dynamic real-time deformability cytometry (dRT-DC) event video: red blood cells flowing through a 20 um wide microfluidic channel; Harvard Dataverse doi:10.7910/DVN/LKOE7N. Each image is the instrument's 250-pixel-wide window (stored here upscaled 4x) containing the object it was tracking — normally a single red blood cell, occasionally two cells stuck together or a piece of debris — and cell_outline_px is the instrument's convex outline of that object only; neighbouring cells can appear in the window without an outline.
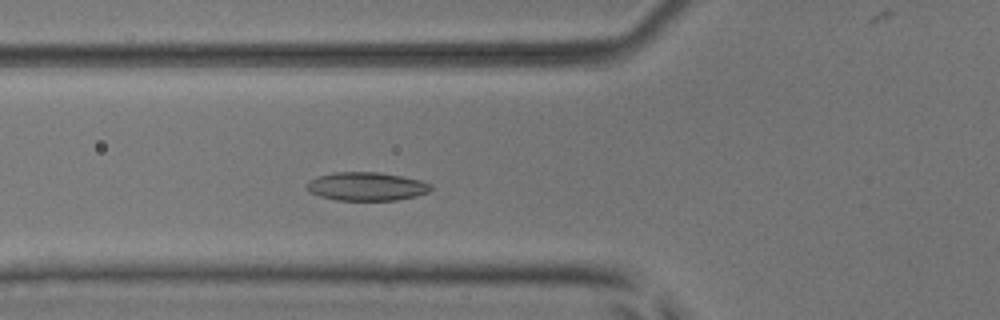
{"species": "common noctule bat (a hibernating species)", "species_latin": "Nyctalus noctula", "temperature_condition": "room temperature", "stored_images_in_passage": 50, "camera_frame_rate_fps": 3000, "um_per_image_px": 0.085, "animal": {"sex": "male", "body_mass_g": 17.9, "forearm_length_mm": 54.2}, "frame": {"image": 1, "passage_image": 15, "time_ms": 4.667, "image_size_px": [1000, 320], "cell_outline_px": [[432, 188], [428, 192], [416, 196], [396, 200], [336, 200], [320, 196], [312, 192], [304, 184], [308, 180], [320, 176], [336, 172], [376, 172], [400, 176], [420, 180], [432, 184]], "centroid_in_image_um": [31.16, 15.85], "position_along_channel_um": 94.6, "area_um2": 20.4}}
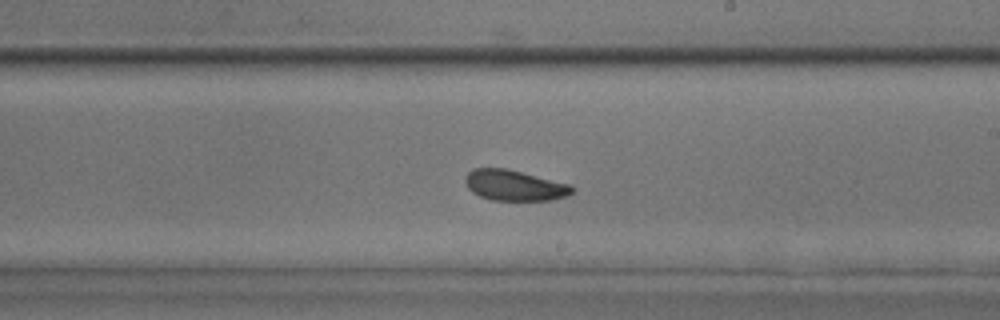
{"frame": {"image": 2, "passage_image": 27, "time_ms": 8.667, "image_size_px": [1000, 320], "cell_outline_px": [[576, 188], [568, 196], [552, 200], [492, 200], [480, 196], [472, 192], [468, 188], [464, 180], [464, 176], [472, 168], [508, 168], [568, 184]], "centroid_in_image_um": [43.7, 15.75], "position_along_channel_um": 245.3, "area_um2": 19.19}}
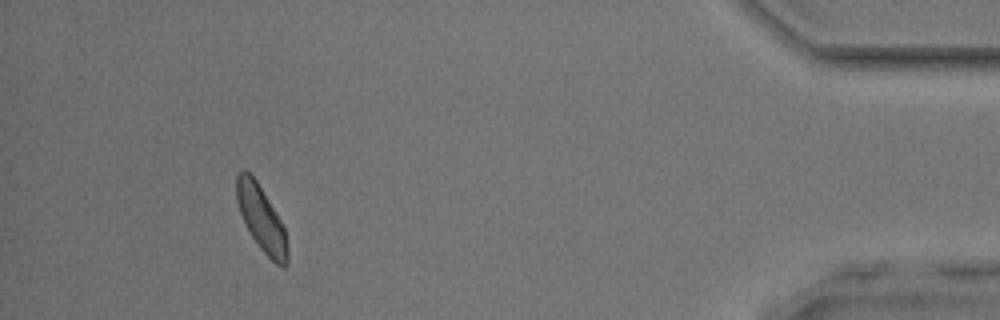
{"frame": {"image": 3, "passage_image": 45, "time_ms": 14.667, "image_size_px": [1000, 320], "cell_outline_px": [[288, 264], [284, 268], [276, 264], [260, 248], [252, 236], [240, 212], [236, 200], [236, 176], [244, 168], [256, 180], [280, 220], [284, 228], [288, 248]], "centroid_in_image_um": [22.22, 18.6], "position_along_channel_um": 413.0, "area_um2": 18.96}, "authors_computed_cell_mechanics": {"area_um2": 19.5942, "velocity_mm_per_s": 3.7837, "shape_relaxation_time_tau1_ms": 2.6673, "shape_relaxation_time_tau2_ms": 9.74, "deformation_change_tau1": 0.0789, "deformation_change_tau2": 0.1514}}